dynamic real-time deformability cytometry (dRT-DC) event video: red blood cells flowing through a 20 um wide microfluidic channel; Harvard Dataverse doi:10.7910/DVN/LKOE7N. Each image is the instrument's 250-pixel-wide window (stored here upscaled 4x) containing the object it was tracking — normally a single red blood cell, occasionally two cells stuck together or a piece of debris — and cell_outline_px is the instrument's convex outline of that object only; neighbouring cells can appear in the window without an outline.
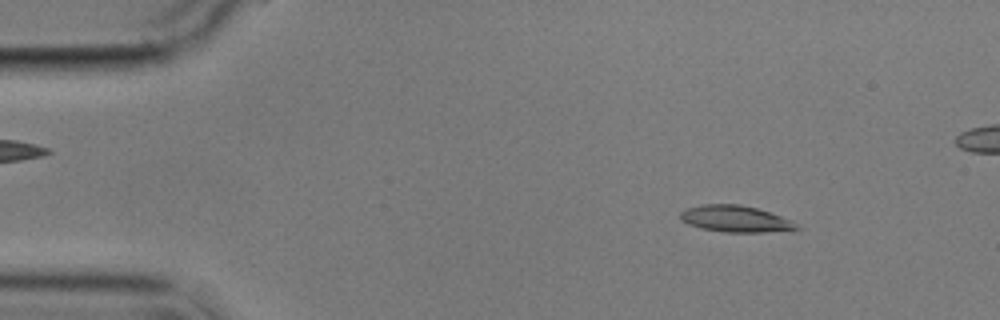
{"species": "common noctule bat (a hibernating species)", "species_latin": "Nyctalus noctula", "temperature_condition": "cold", "stored_images_in_passage": 4, "camera_frame_rate_fps": 3000, "um_per_image_px": 0.085, "animal": {"sex": "male", "body_mass_g": 17.9}, "frame": {"image": 1, "passage_image": 2, "time_ms": 1.0, "image_size_px": [1000, 320], "cell_outline_px": [[800, 228], [764, 232], [724, 232], [700, 228], [688, 224], [680, 220], [680, 212], [688, 208], [704, 204], [740, 204], [756, 208], [792, 220]], "centroid_in_image_um": [62.46, 18.6], "position_along_channel_um": 22.5, "area_um2": 17.74}}